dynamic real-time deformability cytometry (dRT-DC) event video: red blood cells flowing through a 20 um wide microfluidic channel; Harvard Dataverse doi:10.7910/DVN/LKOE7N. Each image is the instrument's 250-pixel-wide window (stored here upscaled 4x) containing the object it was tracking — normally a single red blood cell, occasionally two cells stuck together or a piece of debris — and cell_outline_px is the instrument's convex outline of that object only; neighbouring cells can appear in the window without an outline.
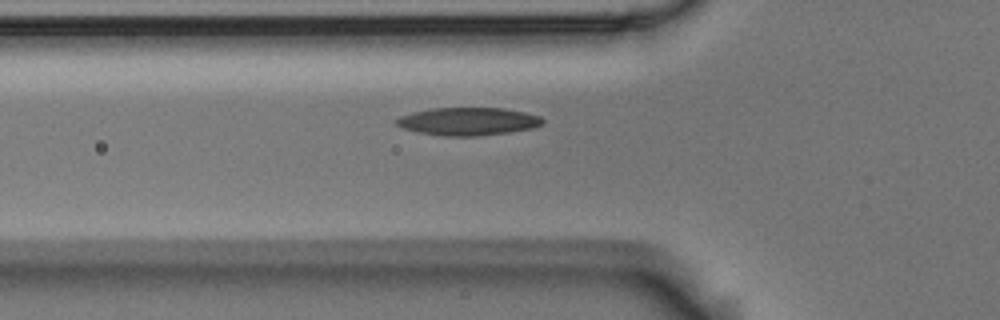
{"species": "Egyptian fruit bat (a non-hibernating species)", "species_latin": "Rousettus aegyptiacus", "temperature_condition": "room temperature", "stored_images_in_passage": 4, "camera_frame_rate_fps": 3000, "um_per_image_px": 0.085, "animal": {"sex": "male"}, "frame": {"image": 1, "passage_image": 4, "time_ms": 1.0, "image_size_px": [1000, 320], "cell_outline_px": [[544, 124], [532, 128], [512, 132], [480, 136], [444, 136], [416, 132], [400, 128], [396, 124], [396, 120], [400, 116], [412, 112], [432, 108], [504, 108], [524, 112], [540, 116], [544, 120]], "centroid_in_image_um": [39.79, 10.33], "position_along_channel_um": 86.0, "area_um2": 23.99}}